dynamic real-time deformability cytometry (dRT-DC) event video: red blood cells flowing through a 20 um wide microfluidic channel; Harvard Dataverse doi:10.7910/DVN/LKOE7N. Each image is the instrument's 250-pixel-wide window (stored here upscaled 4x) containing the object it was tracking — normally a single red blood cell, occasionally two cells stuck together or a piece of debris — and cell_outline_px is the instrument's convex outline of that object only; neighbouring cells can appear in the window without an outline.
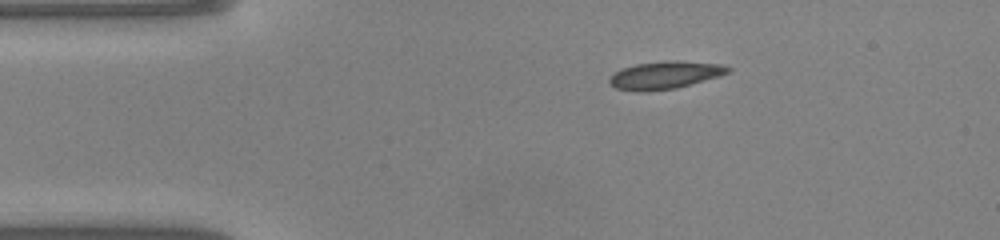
{"species": "common noctule bat (a hibernating species)", "species_latin": "Nyctalus noctula", "temperature_condition": "warm", "stored_images_in_passage": 41, "camera_frame_rate_fps": 3000, "um_per_image_px": 0.085, "animal": {"sex": "male", "body_mass_g": 20.0, "forearm_length_mm": 53.3}, "frame": {"image": 1, "passage_image": 1, "time_ms": 0.0, "image_size_px": [1000, 240], "cell_outline_px": [[732, 68], [728, 72], [720, 76], [676, 88], [644, 92], [636, 92], [616, 88], [608, 84], [608, 80], [612, 72], [620, 68], [636, 64], [668, 60], [676, 60], [724, 64]], "centroid_in_image_um": [56.48, 6.38], "position_along_channel_um": 28.5, "area_um2": 19.48}}
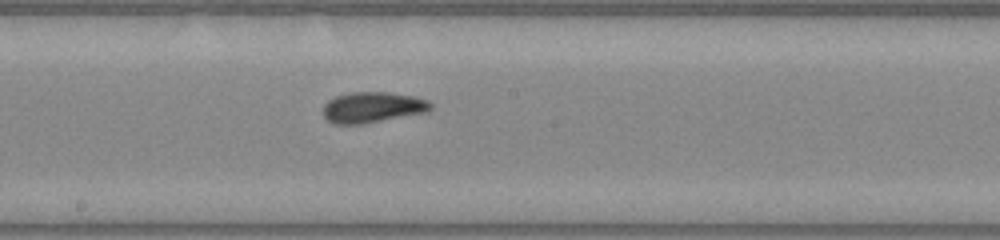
{"frame": {"image": 2, "passage_image": 18, "time_ms": 5.667, "image_size_px": [1000, 240], "cell_outline_px": [[432, 108], [428, 112], [364, 124], [336, 124], [328, 120], [324, 116], [324, 104], [328, 100], [336, 96], [352, 92], [388, 92], [416, 96], [428, 100], [432, 104]], "centroid_in_image_um": [31.71, 9.12], "position_along_channel_um": 216.5, "area_um2": 19.42}}
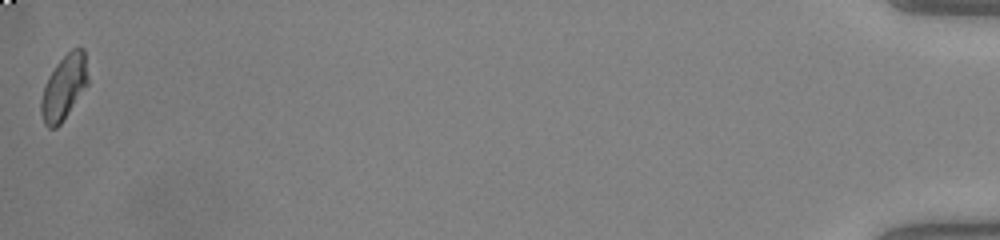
{"frame": {"image": 3, "passage_image": 41, "time_ms": 13.333, "image_size_px": [1000, 240], "cell_outline_px": [[88, 84], [60, 124], [56, 128], [48, 128], [44, 124], [40, 112], [40, 100], [48, 76], [56, 64], [72, 48], [84, 48], [88, 80]], "centroid_in_image_um": [5.42, 7.43], "position_along_channel_um": 429.8, "area_um2": 17.51}, "authors_computed_cell_mechanics": {"area_um2": 18.5538, "velocity_mm_per_s": 4.1389, "shape_relaxation_time_tau1_ms": 5.3408, "shape_relaxation_time_tau2_ms": 1.4279, "deformation_change_tau1": 0.1469, "deformation_change_tau2": 0.0516}}